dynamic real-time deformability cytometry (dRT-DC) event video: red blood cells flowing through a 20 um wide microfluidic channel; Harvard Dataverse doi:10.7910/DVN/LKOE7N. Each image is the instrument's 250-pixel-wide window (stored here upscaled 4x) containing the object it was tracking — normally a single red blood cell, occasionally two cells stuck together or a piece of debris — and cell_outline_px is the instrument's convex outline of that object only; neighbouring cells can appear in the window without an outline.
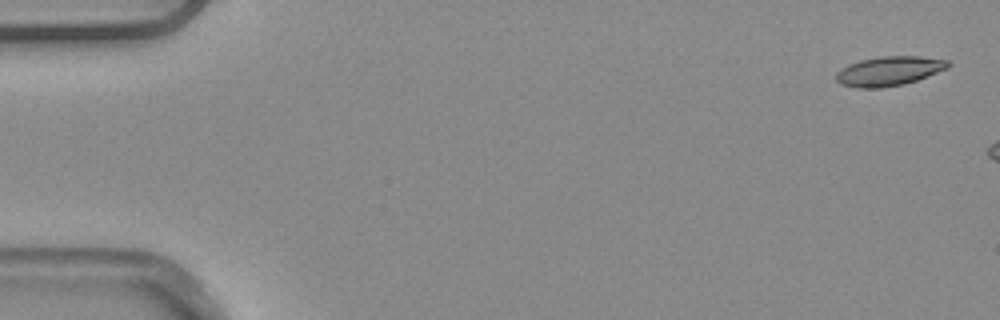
{"species": "common noctule bat (a hibernating species)", "species_latin": "Nyctalus noctula", "temperature_condition": "warm", "stored_images_in_passage": 3, "camera_frame_rate_fps": 3000, "um_per_image_px": 0.085, "animal": {"sex": "male", "body_mass_g": 20.4}, "frame": {"image": 1, "passage_image": 1, "time_ms": 0.0, "image_size_px": [1000, 320], "cell_outline_px": [[952, 64], [948, 68], [928, 76], [904, 84], [880, 88], [856, 88], [840, 84], [836, 80], [836, 72], [840, 68], [848, 64], [860, 60], [880, 56], [920, 56], [948, 60]], "centroid_in_image_um": [75.55, 6.04], "position_along_channel_um": 9.4, "area_um2": 19.36}}